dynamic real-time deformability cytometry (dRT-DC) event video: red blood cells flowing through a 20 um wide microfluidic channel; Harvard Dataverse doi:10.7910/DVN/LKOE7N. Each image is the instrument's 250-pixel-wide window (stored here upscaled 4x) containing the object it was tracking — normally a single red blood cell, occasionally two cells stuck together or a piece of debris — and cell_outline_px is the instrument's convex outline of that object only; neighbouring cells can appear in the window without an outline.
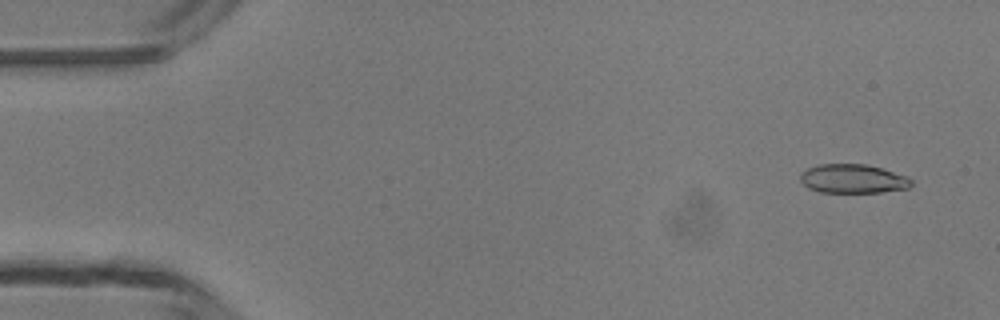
{"species": "common noctule bat (a hibernating species)", "species_latin": "Nyctalus noctula", "temperature_condition": "room temperature", "stored_images_in_passage": 48, "camera_frame_rate_fps": 3000, "um_per_image_px": 0.085, "animal": {"sex": "male", "body_mass_g": 13.3}, "frame": {"image": 1, "passage_image": 3, "time_ms": 0.667, "image_size_px": [1000, 320], "cell_outline_px": [[912, 184], [908, 188], [880, 192], [820, 192], [808, 188], [800, 180], [800, 172], [808, 168], [820, 164], [868, 164], [908, 176], [912, 180]], "centroid_in_image_um": [72.5, 15.19], "position_along_channel_um": 12.5, "area_um2": 18.79}}
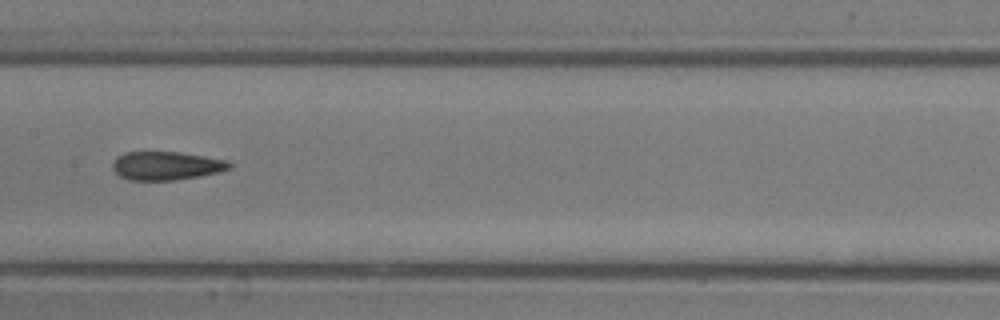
{"frame": {"image": 2, "passage_image": 24, "time_ms": 7.667, "image_size_px": [1000, 320], "cell_outline_px": [[232, 168], [220, 172], [200, 176], [176, 180], [128, 180], [120, 176], [112, 168], [112, 164], [116, 156], [124, 152], [180, 152], [228, 160], [232, 164]], "centroid_in_image_um": [14.15, 14.09], "position_along_channel_um": 193.3, "area_um2": 19.59}}
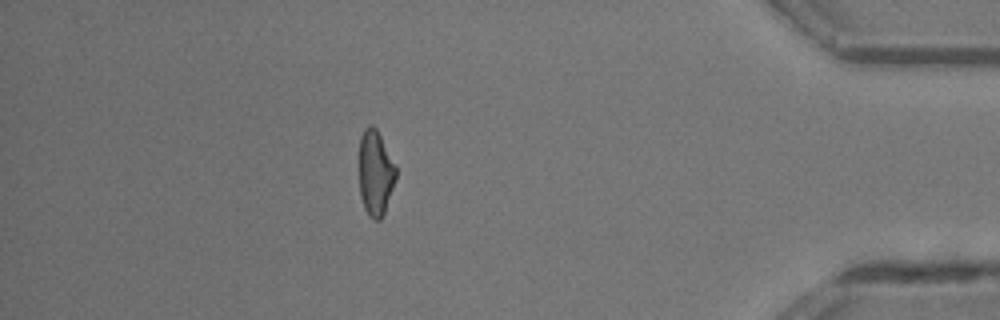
{"frame": {"image": 3, "passage_image": 42, "time_ms": 13.667, "image_size_px": [1000, 320], "cell_outline_px": [[396, 176], [384, 212], [380, 220], [372, 220], [368, 216], [364, 208], [360, 196], [360, 136], [364, 128], [368, 124], [372, 124], [376, 128], [396, 168]], "centroid_in_image_um": [31.89, 14.71], "position_along_channel_um": 403.3, "area_um2": 17.98}, "authors_computed_cell_mechanics": {"area_um2": 19.4208, "velocity_mm_per_s": 4.2893, "shape_relaxation_time_tau1_ms": 5.7951, "shape_relaxation_time_tau2_ms": 1.766, "deformation_change_tau1": 0.1925, "deformation_change_tau2": 0.1108}}